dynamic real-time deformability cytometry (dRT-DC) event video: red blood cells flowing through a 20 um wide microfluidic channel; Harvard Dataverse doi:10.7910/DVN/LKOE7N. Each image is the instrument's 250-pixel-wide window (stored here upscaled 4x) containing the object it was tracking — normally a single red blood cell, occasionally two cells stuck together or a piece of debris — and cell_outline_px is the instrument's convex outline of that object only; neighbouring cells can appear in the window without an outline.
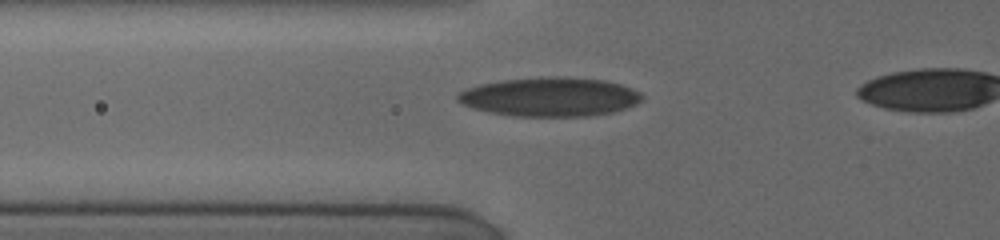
{"species": "human", "species_latin": "Homo sapiens", "temperature_condition": "cold", "stored_images_in_passage": 12, "camera_frame_rate_fps": 3000, "um_per_image_px": 0.085, "donor": {"sex": "female"}, "frame": {"image": 1, "passage_image": 2, "time_ms": 0.333, "image_size_px": [1000, 240], "cell_outline_px": [[644, 96], [636, 104], [628, 108], [612, 112], [592, 116], [516, 116], [488, 112], [472, 108], [456, 100], [456, 92], [480, 84], [500, 80], [544, 76], [568, 76], [604, 80], [620, 84], [640, 92]], "centroid_in_image_um": [46.73, 8.22], "position_along_channel_um": 79.1, "area_um2": 42.31}}
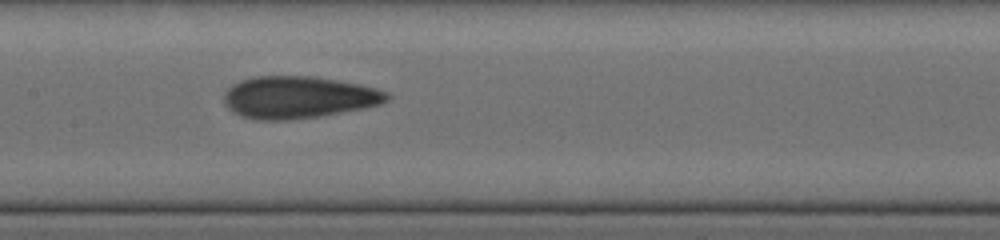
{"frame": {"image": 2, "passage_image": 7, "time_ms": 3.0, "image_size_px": [1000, 240], "cell_outline_px": [[392, 96], [388, 100], [380, 104], [364, 108], [316, 116], [284, 120], [260, 120], [244, 116], [228, 108], [224, 104], [224, 92], [232, 84], [240, 80], [256, 76], [312, 76], [360, 84], [376, 88], [388, 92]], "centroid_in_image_um": [25.37, 8.25], "position_along_channel_um": 182.0, "area_um2": 39.77}}
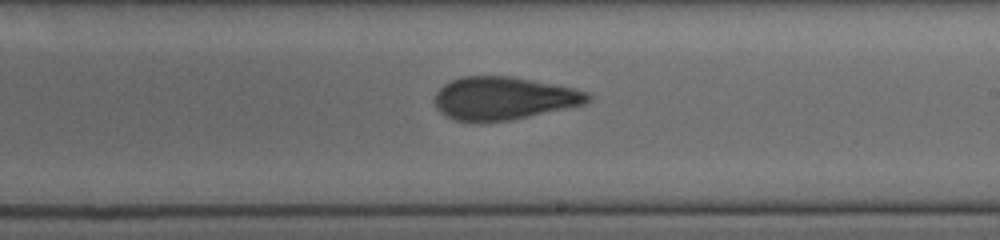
{"frame": {"image": 3, "passage_image": 11, "time_ms": 4.667, "image_size_px": [1000, 240], "cell_outline_px": [[592, 100], [584, 104], [508, 120], [456, 120], [440, 112], [436, 108], [432, 100], [436, 92], [444, 84], [460, 76], [512, 76], [576, 88], [588, 92], [592, 96]], "centroid_in_image_um": [42.81, 8.32], "position_along_channel_um": 246.2, "area_um2": 37.97}}